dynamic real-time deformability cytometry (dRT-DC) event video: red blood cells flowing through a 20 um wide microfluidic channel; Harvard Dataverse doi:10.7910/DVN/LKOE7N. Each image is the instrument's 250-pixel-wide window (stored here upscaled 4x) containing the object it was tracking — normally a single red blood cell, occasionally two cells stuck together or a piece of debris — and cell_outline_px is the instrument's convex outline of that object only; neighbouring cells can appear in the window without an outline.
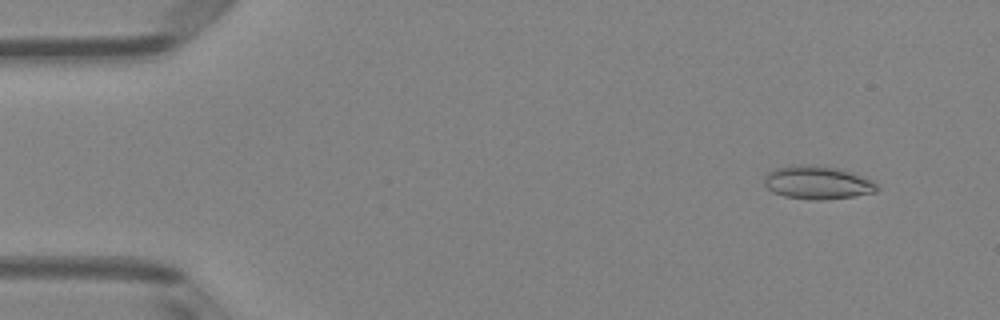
{"species": "Egyptian fruit bat (a non-hibernating species)", "species_latin": "Rousettus aegyptiacus", "temperature_condition": "room temperature", "stored_images_in_passage": 51, "camera_frame_rate_fps": 3000, "um_per_image_px": 0.085, "animal": {"sex": "female"}, "frame": {"image": 1, "passage_image": 5, "time_ms": 1.333, "image_size_px": [1000, 320], "cell_outline_px": [[880, 188], [876, 192], [852, 196], [824, 200], [808, 200], [784, 196], [772, 192], [764, 184], [764, 176], [768, 172], [776, 168], [788, 164], [808, 164], [836, 168], [852, 172], [864, 176], [872, 180]], "centroid_in_image_um": [69.46, 15.51], "position_along_channel_um": 15.5, "area_um2": 22.14}}
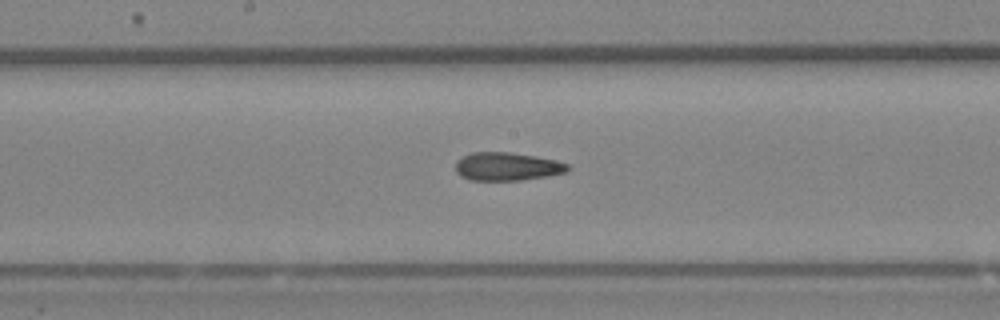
{"frame": {"image": 2, "passage_image": 27, "time_ms": 8.667, "image_size_px": [1000, 320], "cell_outline_px": [[572, 168], [568, 172], [520, 180], [468, 180], [460, 176], [456, 172], [456, 160], [472, 152], [508, 152], [536, 156], [556, 160], [568, 164]], "centroid_in_image_um": [43.1, 14.15], "position_along_channel_um": 205.1, "area_um2": 18.5}}
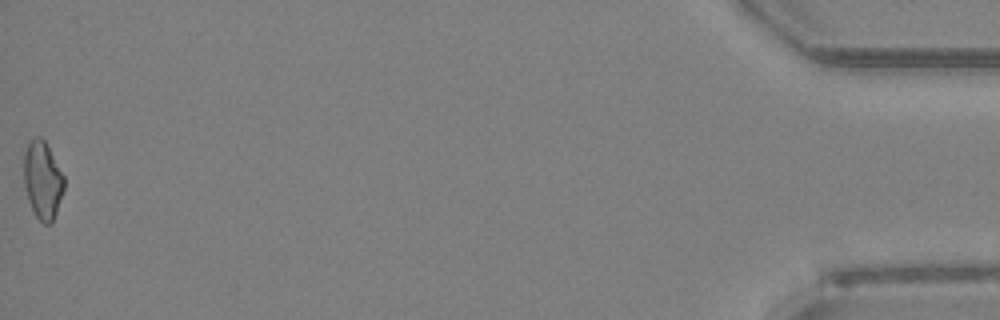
{"frame": {"image": 3, "passage_image": 51, "time_ms": 16.667, "image_size_px": [1000, 320], "cell_outline_px": [[64, 188], [56, 212], [52, 220], [48, 224], [44, 224], [36, 216], [32, 208], [24, 184], [24, 152], [28, 140], [36, 136], [40, 136], [44, 140], [64, 176]], "centroid_in_image_um": [3.61, 15.26], "position_along_channel_um": 431.6, "area_um2": 17.92}, "authors_computed_cell_mechanics": {"area_um2": 18.8428, "velocity_mm_per_s": 4.0433, "shape_relaxation_time_tau1_ms": 8.6167, "shape_relaxation_time_tau2_ms": 1.7827, "deformation_change_tau1": 0.1983, "deformation_change_tau2": 0.1035}}